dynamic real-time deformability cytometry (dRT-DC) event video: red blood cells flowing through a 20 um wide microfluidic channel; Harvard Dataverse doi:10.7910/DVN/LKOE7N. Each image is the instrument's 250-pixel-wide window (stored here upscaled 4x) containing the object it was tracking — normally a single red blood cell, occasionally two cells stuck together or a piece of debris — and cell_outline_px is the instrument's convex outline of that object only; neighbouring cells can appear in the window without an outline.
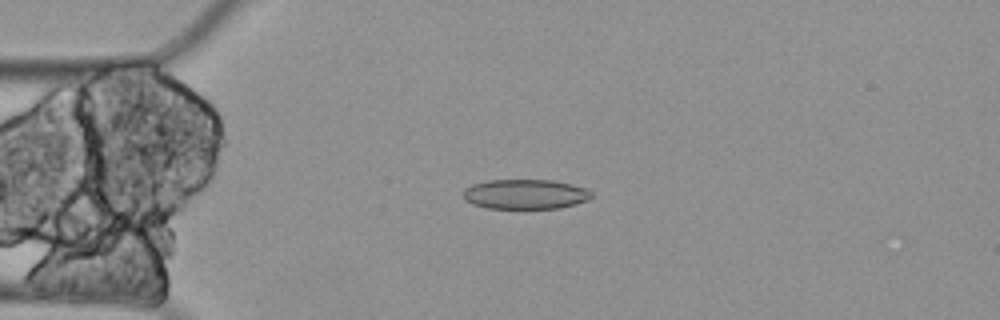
{"species": "Egyptian fruit bat (a non-hibernating species)", "species_latin": "Rousettus aegyptiacus", "temperature_condition": "cold", "stored_images_in_passage": 47, "camera_frame_rate_fps": 3000, "um_per_image_px": 0.085, "animal": {"sex": "female"}, "frame": {"image": 1, "passage_image": 4, "time_ms": 1.0, "image_size_px": [1000, 320], "cell_outline_px": [[592, 196], [588, 200], [560, 208], [488, 208], [472, 204], [464, 200], [464, 188], [472, 184], [488, 180], [552, 180], [572, 184], [588, 188], [592, 192]], "centroid_in_image_um": [44.66, 16.5], "position_along_channel_um": 40.3, "area_um2": 22.37}}
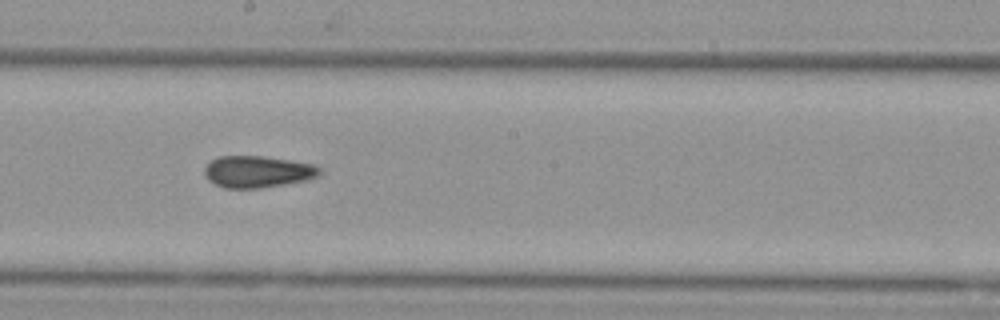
{"frame": {"image": 2, "passage_image": 22, "time_ms": 7.0, "image_size_px": [1000, 320], "cell_outline_px": [[320, 172], [316, 176], [304, 180], [284, 184], [260, 188], [224, 188], [208, 180], [204, 176], [204, 168], [212, 160], [220, 156], [264, 156], [316, 164], [320, 168]], "centroid_in_image_um": [21.87, 14.59], "position_along_channel_um": 226.3, "area_um2": 21.21}}
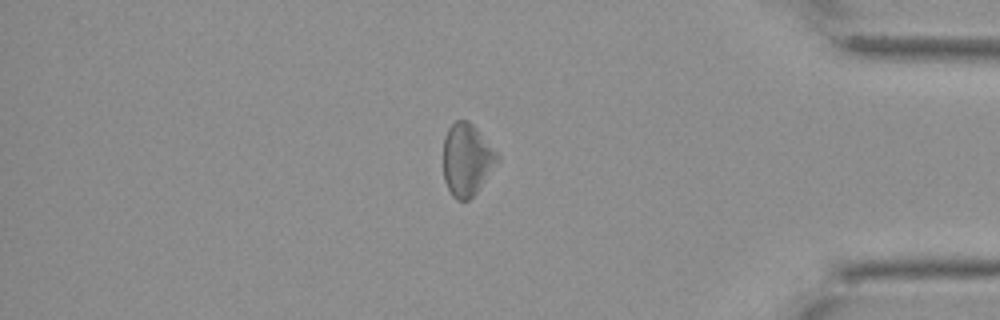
{"frame": {"image": 3, "passage_image": 40, "time_ms": 13.0, "image_size_px": [1000, 320], "cell_outline_px": [[500, 160], [476, 192], [468, 200], [456, 200], [452, 196], [444, 180], [444, 136], [448, 128], [456, 120], [468, 120], [476, 128], [500, 156]], "centroid_in_image_um": [39.68, 13.57], "position_along_channel_um": 395.5, "area_um2": 22.6}}